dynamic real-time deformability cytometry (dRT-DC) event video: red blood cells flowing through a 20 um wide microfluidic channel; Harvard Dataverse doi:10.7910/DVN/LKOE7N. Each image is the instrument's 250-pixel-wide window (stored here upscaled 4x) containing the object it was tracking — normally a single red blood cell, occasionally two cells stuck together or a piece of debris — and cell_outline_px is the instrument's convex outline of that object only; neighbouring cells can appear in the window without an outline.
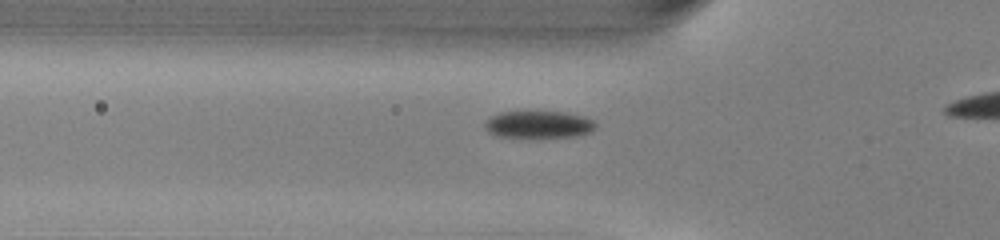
{"species": "common noctule bat (a hibernating species)", "species_latin": "Nyctalus noctula", "temperature_condition": "warm", "stored_images_in_passage": 27, "camera_frame_rate_fps": 3000, "um_per_image_px": 0.085, "animal": {"sex": "male", "body_mass_g": 13.0, "forearm_length_mm": 53.1}, "frame": {"image": 1, "passage_image": 3, "time_ms": 0.667, "image_size_px": [1000, 240], "cell_outline_px": [[596, 128], [592, 132], [576, 136], [496, 136], [488, 132], [484, 128], [484, 124], [492, 116], [500, 112], [564, 112], [580, 116], [592, 120], [596, 124]], "centroid_in_image_um": [45.78, 10.58], "position_along_channel_um": 80.0, "area_um2": 17.11}}
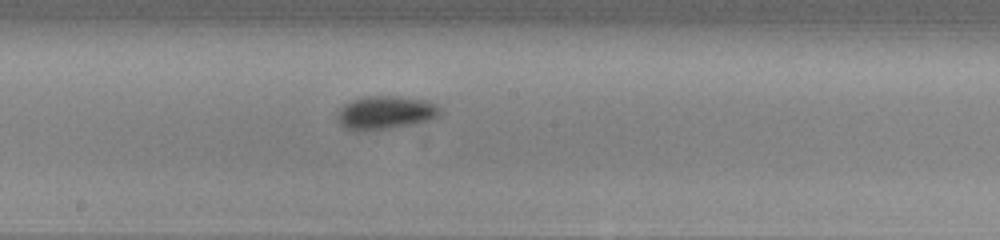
{"frame": {"image": 2, "passage_image": 13, "time_ms": 4.0, "image_size_px": [1000, 240], "cell_outline_px": [[440, 116], [432, 120], [416, 124], [392, 128], [360, 132], [352, 132], [344, 128], [340, 124], [336, 116], [340, 108], [344, 104], [352, 100], [368, 96], [396, 96], [424, 100], [436, 104], [440, 108]], "centroid_in_image_um": [32.75, 9.61], "position_along_channel_um": 215.5, "area_um2": 20.4}}
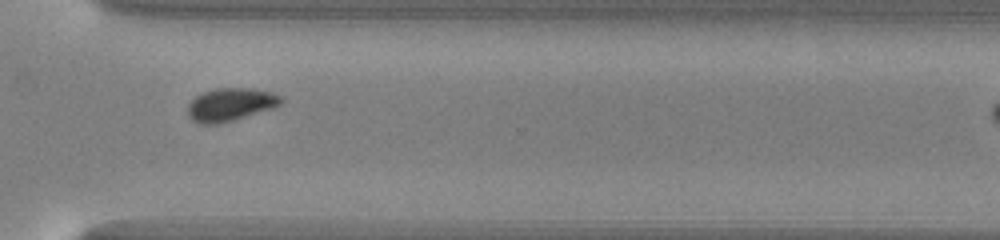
{"frame": {"image": 3, "passage_image": 23, "time_ms": 7.333, "image_size_px": [1000, 240], "cell_outline_px": [[284, 100], [280, 104], [272, 108], [220, 124], [200, 124], [192, 120], [188, 116], [188, 104], [196, 96], [204, 92], [216, 88], [248, 88], [272, 92], [280, 96]], "centroid_in_image_um": [19.57, 8.89], "position_along_channel_um": 351.0, "area_um2": 17.8}}